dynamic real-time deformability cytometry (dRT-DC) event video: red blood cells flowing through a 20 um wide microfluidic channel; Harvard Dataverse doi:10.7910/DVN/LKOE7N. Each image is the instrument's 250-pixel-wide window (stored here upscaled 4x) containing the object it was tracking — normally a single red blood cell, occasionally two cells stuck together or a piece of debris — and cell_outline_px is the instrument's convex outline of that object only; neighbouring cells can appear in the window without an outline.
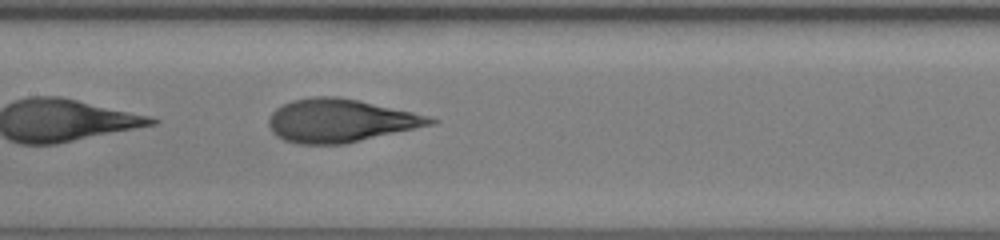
{"species": "human", "species_latin": "Homo sapiens", "temperature_condition": "room temperature", "stored_images_in_passage": 48, "camera_frame_rate_fps": 3000, "um_per_image_px": 0.085, "donor": {"sex": "female"}, "frame": {"image": 1, "passage_image": 25, "time_ms": 8.0, "image_size_px": [1000, 240], "cell_outline_px": [[440, 120], [436, 124], [344, 144], [296, 144], [284, 140], [276, 136], [272, 132], [268, 124], [268, 116], [276, 108], [292, 100], [312, 96], [336, 96], [356, 100], [412, 112], [428, 116]], "centroid_in_image_um": [28.9, 10.26], "position_along_channel_um": 178.5, "area_um2": 40.63}}
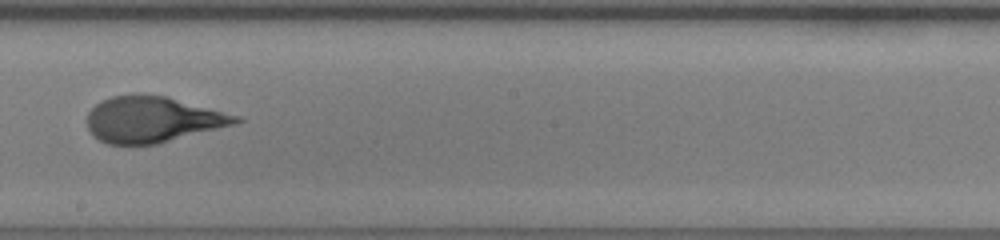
{"frame": {"image": 2, "passage_image": 29, "time_ms": 9.333, "image_size_px": [1000, 240], "cell_outline_px": [[244, 120], [232, 124], [156, 144], [108, 144], [100, 140], [88, 128], [88, 112], [100, 100], [112, 96], [136, 92], [168, 96], [240, 116]], "centroid_in_image_um": [12.94, 10.11], "position_along_channel_um": 235.3, "area_um2": 39.65}}
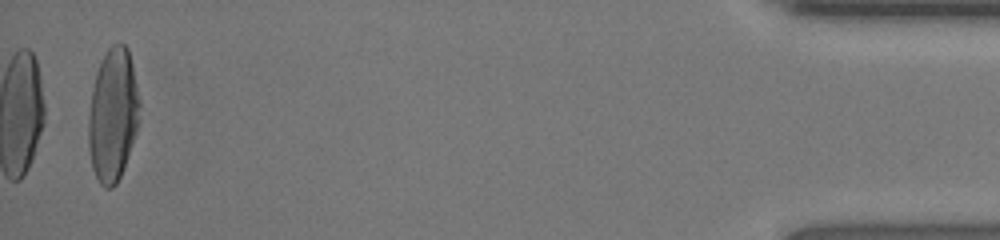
{"frame": {"image": 3, "passage_image": 48, "time_ms": 15.667, "image_size_px": [1000, 240], "cell_outline_px": [[140, 104], [136, 128], [120, 176], [116, 184], [112, 188], [104, 188], [100, 184], [92, 168], [88, 148], [88, 116], [92, 92], [96, 72], [100, 60], [104, 52], [112, 44], [124, 44], [128, 48]], "centroid_in_image_um": [9.55, 9.75], "position_along_channel_um": 425.6, "area_um2": 39.07}, "authors_computed_cell_mechanics": {"area_um2": 40.6623, "velocity_mm_per_s": 4.294, "shape_relaxation_time_tau1_ms": 4.6446, "shape_relaxation_time_tau2_ms": 0.7599, "deformation_change_tau1": 0.2681, "deformation_change_tau2": 0.0858}}